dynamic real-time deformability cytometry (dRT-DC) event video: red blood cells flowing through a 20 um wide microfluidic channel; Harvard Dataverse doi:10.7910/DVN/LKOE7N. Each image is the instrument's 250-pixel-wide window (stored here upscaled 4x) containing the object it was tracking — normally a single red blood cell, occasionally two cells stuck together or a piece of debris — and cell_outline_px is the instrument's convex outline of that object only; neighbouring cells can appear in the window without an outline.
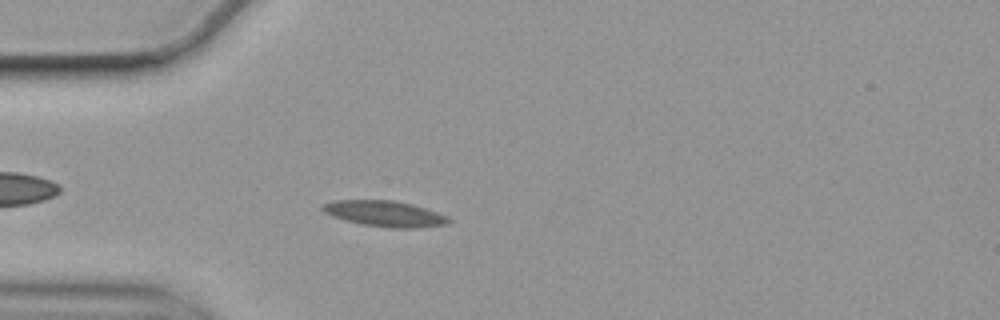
{"species": "common noctule bat (a hibernating species)", "species_latin": "Nyctalus noctula", "temperature_condition": "cold", "stored_images_in_passage": 56, "camera_frame_rate_fps": 3000, "um_per_image_px": 0.085, "animal": {"sex": "female", "body_mass_g": 19.9}, "frame": {"image": 1, "passage_image": 15, "time_ms": 4.667, "image_size_px": [1000, 320], "cell_outline_px": [[452, 220], [448, 224], [412, 228], [392, 228], [364, 224], [344, 220], [332, 216], [324, 212], [320, 208], [324, 204], [336, 200], [392, 200], [412, 204], [448, 216]], "centroid_in_image_um": [32.71, 18.16], "position_along_channel_um": 52.3, "area_um2": 18.79}}
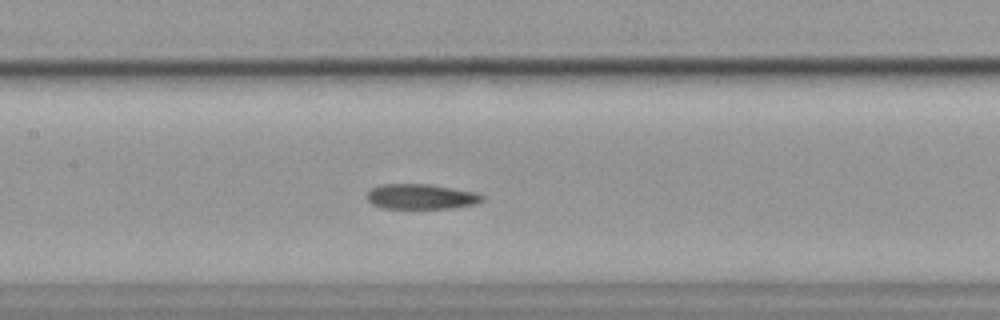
{"frame": {"image": 2, "passage_image": 26, "time_ms": 8.333, "image_size_px": [1000, 320], "cell_outline_px": [[484, 200], [476, 204], [452, 208], [380, 208], [372, 204], [368, 200], [368, 192], [372, 188], [384, 184], [428, 184], [476, 192], [484, 196]], "centroid_in_image_um": [35.82, 16.71], "position_along_channel_um": 171.6, "area_um2": 16.82}}
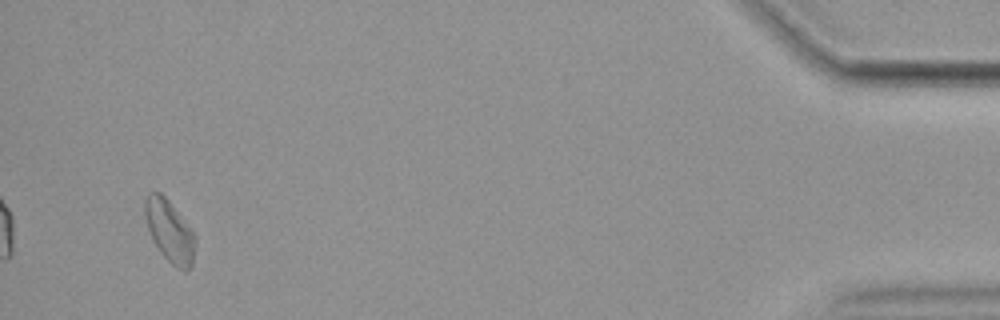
{"frame": {"image": 3, "passage_image": 54, "time_ms": 17.667, "image_size_px": [1000, 320], "cell_outline_px": [[196, 236], [192, 264], [188, 272], [184, 272], [176, 268], [160, 252], [152, 240], [144, 216], [144, 200], [148, 192], [160, 192], [168, 200]], "centroid_in_image_um": [14.4, 19.66], "position_along_channel_um": 420.8, "area_um2": 18.15}, "authors_computed_cell_mechanics": {"area_um2": 17.6579, "velocity_mm_per_s": 3.4922, "shape_relaxation_time_tau1_ms": null, "shape_relaxation_time_tau2_ms": 6.0244, "deformation_change_tau1": null, "deformation_change_tau2": 0.1208}}